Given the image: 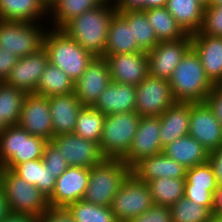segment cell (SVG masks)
I'll use <instances>...</instances> for the list:
<instances>
[{"mask_svg": "<svg viewBox=\"0 0 222 222\" xmlns=\"http://www.w3.org/2000/svg\"><path fill=\"white\" fill-rule=\"evenodd\" d=\"M116 12L114 3L106 1L70 20L61 30L94 56L103 57L110 21Z\"/></svg>", "mask_w": 222, "mask_h": 222, "instance_id": "1", "label": "cell"}, {"mask_svg": "<svg viewBox=\"0 0 222 222\" xmlns=\"http://www.w3.org/2000/svg\"><path fill=\"white\" fill-rule=\"evenodd\" d=\"M175 102H205L214 88L200 58L191 47L168 80Z\"/></svg>", "mask_w": 222, "mask_h": 222, "instance_id": "2", "label": "cell"}, {"mask_svg": "<svg viewBox=\"0 0 222 222\" xmlns=\"http://www.w3.org/2000/svg\"><path fill=\"white\" fill-rule=\"evenodd\" d=\"M43 47L48 54L49 63L57 66L73 81H77L95 57L70 38L63 30L49 27Z\"/></svg>", "mask_w": 222, "mask_h": 222, "instance_id": "3", "label": "cell"}, {"mask_svg": "<svg viewBox=\"0 0 222 222\" xmlns=\"http://www.w3.org/2000/svg\"><path fill=\"white\" fill-rule=\"evenodd\" d=\"M0 187L9 213L38 218L50 207L48 198L35 185L29 184L10 169L1 168Z\"/></svg>", "mask_w": 222, "mask_h": 222, "instance_id": "4", "label": "cell"}, {"mask_svg": "<svg viewBox=\"0 0 222 222\" xmlns=\"http://www.w3.org/2000/svg\"><path fill=\"white\" fill-rule=\"evenodd\" d=\"M131 169L122 159H104L89 169V180L83 200L110 207L117 190Z\"/></svg>", "mask_w": 222, "mask_h": 222, "instance_id": "5", "label": "cell"}, {"mask_svg": "<svg viewBox=\"0 0 222 222\" xmlns=\"http://www.w3.org/2000/svg\"><path fill=\"white\" fill-rule=\"evenodd\" d=\"M47 142L19 125L7 126L0 134V167L13 170L24 162L42 159Z\"/></svg>", "mask_w": 222, "mask_h": 222, "instance_id": "6", "label": "cell"}, {"mask_svg": "<svg viewBox=\"0 0 222 222\" xmlns=\"http://www.w3.org/2000/svg\"><path fill=\"white\" fill-rule=\"evenodd\" d=\"M140 118L136 111L106 115L99 142L105 159H123L126 156L138 130Z\"/></svg>", "mask_w": 222, "mask_h": 222, "instance_id": "7", "label": "cell"}, {"mask_svg": "<svg viewBox=\"0 0 222 222\" xmlns=\"http://www.w3.org/2000/svg\"><path fill=\"white\" fill-rule=\"evenodd\" d=\"M47 25L0 20V47L18 58L37 52L43 47L44 35L49 28Z\"/></svg>", "mask_w": 222, "mask_h": 222, "instance_id": "8", "label": "cell"}, {"mask_svg": "<svg viewBox=\"0 0 222 222\" xmlns=\"http://www.w3.org/2000/svg\"><path fill=\"white\" fill-rule=\"evenodd\" d=\"M152 205L149 186L130 172L117 190L110 207L118 222H129Z\"/></svg>", "mask_w": 222, "mask_h": 222, "instance_id": "9", "label": "cell"}, {"mask_svg": "<svg viewBox=\"0 0 222 222\" xmlns=\"http://www.w3.org/2000/svg\"><path fill=\"white\" fill-rule=\"evenodd\" d=\"M174 102L168 80L148 75L136 86L135 111L140 117L160 116Z\"/></svg>", "mask_w": 222, "mask_h": 222, "instance_id": "10", "label": "cell"}, {"mask_svg": "<svg viewBox=\"0 0 222 222\" xmlns=\"http://www.w3.org/2000/svg\"><path fill=\"white\" fill-rule=\"evenodd\" d=\"M192 47L191 35L176 41H160L147 52L149 75L169 80L183 56Z\"/></svg>", "mask_w": 222, "mask_h": 222, "instance_id": "11", "label": "cell"}, {"mask_svg": "<svg viewBox=\"0 0 222 222\" xmlns=\"http://www.w3.org/2000/svg\"><path fill=\"white\" fill-rule=\"evenodd\" d=\"M188 135L195 138L209 153L222 146V126L206 101L191 102Z\"/></svg>", "mask_w": 222, "mask_h": 222, "instance_id": "12", "label": "cell"}, {"mask_svg": "<svg viewBox=\"0 0 222 222\" xmlns=\"http://www.w3.org/2000/svg\"><path fill=\"white\" fill-rule=\"evenodd\" d=\"M50 141L63 154L69 166L90 169L105 159L99 144L73 133L54 136Z\"/></svg>", "mask_w": 222, "mask_h": 222, "instance_id": "13", "label": "cell"}, {"mask_svg": "<svg viewBox=\"0 0 222 222\" xmlns=\"http://www.w3.org/2000/svg\"><path fill=\"white\" fill-rule=\"evenodd\" d=\"M110 82L106 58L95 56L80 78L74 82V92L83 106H93Z\"/></svg>", "mask_w": 222, "mask_h": 222, "instance_id": "14", "label": "cell"}, {"mask_svg": "<svg viewBox=\"0 0 222 222\" xmlns=\"http://www.w3.org/2000/svg\"><path fill=\"white\" fill-rule=\"evenodd\" d=\"M18 125L30 135L50 141L54 134L48 97L36 93L27 94Z\"/></svg>", "mask_w": 222, "mask_h": 222, "instance_id": "15", "label": "cell"}, {"mask_svg": "<svg viewBox=\"0 0 222 222\" xmlns=\"http://www.w3.org/2000/svg\"><path fill=\"white\" fill-rule=\"evenodd\" d=\"M162 152L163 149L160 141V117H141L132 145L122 160L131 169L143 158L157 155Z\"/></svg>", "mask_w": 222, "mask_h": 222, "instance_id": "16", "label": "cell"}, {"mask_svg": "<svg viewBox=\"0 0 222 222\" xmlns=\"http://www.w3.org/2000/svg\"><path fill=\"white\" fill-rule=\"evenodd\" d=\"M48 62V54L44 47L28 56L21 57L11 69L5 83L26 94L35 93Z\"/></svg>", "mask_w": 222, "mask_h": 222, "instance_id": "17", "label": "cell"}, {"mask_svg": "<svg viewBox=\"0 0 222 222\" xmlns=\"http://www.w3.org/2000/svg\"><path fill=\"white\" fill-rule=\"evenodd\" d=\"M89 180V169L69 166L58 178L52 196L48 199L50 207H67L82 200Z\"/></svg>", "mask_w": 222, "mask_h": 222, "instance_id": "18", "label": "cell"}, {"mask_svg": "<svg viewBox=\"0 0 222 222\" xmlns=\"http://www.w3.org/2000/svg\"><path fill=\"white\" fill-rule=\"evenodd\" d=\"M112 82L137 86L149 75L147 52L106 57Z\"/></svg>", "mask_w": 222, "mask_h": 222, "instance_id": "19", "label": "cell"}, {"mask_svg": "<svg viewBox=\"0 0 222 222\" xmlns=\"http://www.w3.org/2000/svg\"><path fill=\"white\" fill-rule=\"evenodd\" d=\"M191 39L206 76L214 85H222V37L191 35Z\"/></svg>", "mask_w": 222, "mask_h": 222, "instance_id": "20", "label": "cell"}, {"mask_svg": "<svg viewBox=\"0 0 222 222\" xmlns=\"http://www.w3.org/2000/svg\"><path fill=\"white\" fill-rule=\"evenodd\" d=\"M54 136L72 134L77 116L84 107L76 93L48 97Z\"/></svg>", "mask_w": 222, "mask_h": 222, "instance_id": "21", "label": "cell"}, {"mask_svg": "<svg viewBox=\"0 0 222 222\" xmlns=\"http://www.w3.org/2000/svg\"><path fill=\"white\" fill-rule=\"evenodd\" d=\"M92 107L104 115L134 112L136 86L111 81Z\"/></svg>", "mask_w": 222, "mask_h": 222, "instance_id": "22", "label": "cell"}, {"mask_svg": "<svg viewBox=\"0 0 222 222\" xmlns=\"http://www.w3.org/2000/svg\"><path fill=\"white\" fill-rule=\"evenodd\" d=\"M186 170L163 152L143 158L131 168V172L145 183L159 178H185Z\"/></svg>", "mask_w": 222, "mask_h": 222, "instance_id": "23", "label": "cell"}, {"mask_svg": "<svg viewBox=\"0 0 222 222\" xmlns=\"http://www.w3.org/2000/svg\"><path fill=\"white\" fill-rule=\"evenodd\" d=\"M191 102H174L160 117L162 149L189 133Z\"/></svg>", "mask_w": 222, "mask_h": 222, "instance_id": "24", "label": "cell"}, {"mask_svg": "<svg viewBox=\"0 0 222 222\" xmlns=\"http://www.w3.org/2000/svg\"><path fill=\"white\" fill-rule=\"evenodd\" d=\"M44 18L48 19V7L42 0H0V20L2 21L43 24Z\"/></svg>", "mask_w": 222, "mask_h": 222, "instance_id": "25", "label": "cell"}, {"mask_svg": "<svg viewBox=\"0 0 222 222\" xmlns=\"http://www.w3.org/2000/svg\"><path fill=\"white\" fill-rule=\"evenodd\" d=\"M163 153L187 169L208 162L210 155L202 144L189 135L165 146Z\"/></svg>", "mask_w": 222, "mask_h": 222, "instance_id": "26", "label": "cell"}, {"mask_svg": "<svg viewBox=\"0 0 222 222\" xmlns=\"http://www.w3.org/2000/svg\"><path fill=\"white\" fill-rule=\"evenodd\" d=\"M144 52L133 39L132 26L116 12L109 25L108 38L103 57L116 54Z\"/></svg>", "mask_w": 222, "mask_h": 222, "instance_id": "27", "label": "cell"}, {"mask_svg": "<svg viewBox=\"0 0 222 222\" xmlns=\"http://www.w3.org/2000/svg\"><path fill=\"white\" fill-rule=\"evenodd\" d=\"M165 7L186 34L200 31L205 7L198 0H167Z\"/></svg>", "mask_w": 222, "mask_h": 222, "instance_id": "28", "label": "cell"}, {"mask_svg": "<svg viewBox=\"0 0 222 222\" xmlns=\"http://www.w3.org/2000/svg\"><path fill=\"white\" fill-rule=\"evenodd\" d=\"M105 2L106 0H54L48 7V17L52 23L50 26L62 29L70 20Z\"/></svg>", "mask_w": 222, "mask_h": 222, "instance_id": "29", "label": "cell"}, {"mask_svg": "<svg viewBox=\"0 0 222 222\" xmlns=\"http://www.w3.org/2000/svg\"><path fill=\"white\" fill-rule=\"evenodd\" d=\"M12 171L29 184L35 185L48 199L52 196L56 179L46 169L42 159L19 164Z\"/></svg>", "mask_w": 222, "mask_h": 222, "instance_id": "30", "label": "cell"}, {"mask_svg": "<svg viewBox=\"0 0 222 222\" xmlns=\"http://www.w3.org/2000/svg\"><path fill=\"white\" fill-rule=\"evenodd\" d=\"M144 12L159 42L176 41L187 35L166 7L151 8Z\"/></svg>", "mask_w": 222, "mask_h": 222, "instance_id": "31", "label": "cell"}, {"mask_svg": "<svg viewBox=\"0 0 222 222\" xmlns=\"http://www.w3.org/2000/svg\"><path fill=\"white\" fill-rule=\"evenodd\" d=\"M72 92H74V82L60 68L48 62L40 77L35 93L50 97L66 95Z\"/></svg>", "mask_w": 222, "mask_h": 222, "instance_id": "32", "label": "cell"}, {"mask_svg": "<svg viewBox=\"0 0 222 222\" xmlns=\"http://www.w3.org/2000/svg\"><path fill=\"white\" fill-rule=\"evenodd\" d=\"M153 204L171 207L184 198L185 178H159L147 183Z\"/></svg>", "mask_w": 222, "mask_h": 222, "instance_id": "33", "label": "cell"}, {"mask_svg": "<svg viewBox=\"0 0 222 222\" xmlns=\"http://www.w3.org/2000/svg\"><path fill=\"white\" fill-rule=\"evenodd\" d=\"M118 13L132 26L133 39L137 46L144 52L152 50L159 41L148 22L146 13L143 10Z\"/></svg>", "mask_w": 222, "mask_h": 222, "instance_id": "34", "label": "cell"}, {"mask_svg": "<svg viewBox=\"0 0 222 222\" xmlns=\"http://www.w3.org/2000/svg\"><path fill=\"white\" fill-rule=\"evenodd\" d=\"M15 87L0 82V118L7 125H18L25 96Z\"/></svg>", "mask_w": 222, "mask_h": 222, "instance_id": "35", "label": "cell"}, {"mask_svg": "<svg viewBox=\"0 0 222 222\" xmlns=\"http://www.w3.org/2000/svg\"><path fill=\"white\" fill-rule=\"evenodd\" d=\"M106 115L92 106H84L77 116L73 134L99 144Z\"/></svg>", "mask_w": 222, "mask_h": 222, "instance_id": "36", "label": "cell"}, {"mask_svg": "<svg viewBox=\"0 0 222 222\" xmlns=\"http://www.w3.org/2000/svg\"><path fill=\"white\" fill-rule=\"evenodd\" d=\"M66 208L76 222H118L111 207L89 203L83 199L69 204Z\"/></svg>", "mask_w": 222, "mask_h": 222, "instance_id": "37", "label": "cell"}, {"mask_svg": "<svg viewBox=\"0 0 222 222\" xmlns=\"http://www.w3.org/2000/svg\"><path fill=\"white\" fill-rule=\"evenodd\" d=\"M172 222H208L213 214L204 207L188 199L181 198L170 207Z\"/></svg>", "mask_w": 222, "mask_h": 222, "instance_id": "38", "label": "cell"}, {"mask_svg": "<svg viewBox=\"0 0 222 222\" xmlns=\"http://www.w3.org/2000/svg\"><path fill=\"white\" fill-rule=\"evenodd\" d=\"M185 185L192 188H206L217 190V179L212 165L208 162L186 170Z\"/></svg>", "mask_w": 222, "mask_h": 222, "instance_id": "39", "label": "cell"}, {"mask_svg": "<svg viewBox=\"0 0 222 222\" xmlns=\"http://www.w3.org/2000/svg\"><path fill=\"white\" fill-rule=\"evenodd\" d=\"M192 35L222 37V6L205 7L202 27L199 32Z\"/></svg>", "mask_w": 222, "mask_h": 222, "instance_id": "40", "label": "cell"}, {"mask_svg": "<svg viewBox=\"0 0 222 222\" xmlns=\"http://www.w3.org/2000/svg\"><path fill=\"white\" fill-rule=\"evenodd\" d=\"M42 160L46 169H49L55 179L69 167L67 161L63 158V154L51 141L46 143Z\"/></svg>", "mask_w": 222, "mask_h": 222, "instance_id": "41", "label": "cell"}, {"mask_svg": "<svg viewBox=\"0 0 222 222\" xmlns=\"http://www.w3.org/2000/svg\"><path fill=\"white\" fill-rule=\"evenodd\" d=\"M216 190H207L206 188H192V185H185L184 197L204 207H208L211 211L214 208V196Z\"/></svg>", "mask_w": 222, "mask_h": 222, "instance_id": "42", "label": "cell"}, {"mask_svg": "<svg viewBox=\"0 0 222 222\" xmlns=\"http://www.w3.org/2000/svg\"><path fill=\"white\" fill-rule=\"evenodd\" d=\"M129 222H172L170 207L153 204L146 212Z\"/></svg>", "mask_w": 222, "mask_h": 222, "instance_id": "43", "label": "cell"}, {"mask_svg": "<svg viewBox=\"0 0 222 222\" xmlns=\"http://www.w3.org/2000/svg\"><path fill=\"white\" fill-rule=\"evenodd\" d=\"M36 222H76L65 207H49Z\"/></svg>", "mask_w": 222, "mask_h": 222, "instance_id": "44", "label": "cell"}, {"mask_svg": "<svg viewBox=\"0 0 222 222\" xmlns=\"http://www.w3.org/2000/svg\"><path fill=\"white\" fill-rule=\"evenodd\" d=\"M222 126V85H215L206 99Z\"/></svg>", "mask_w": 222, "mask_h": 222, "instance_id": "45", "label": "cell"}, {"mask_svg": "<svg viewBox=\"0 0 222 222\" xmlns=\"http://www.w3.org/2000/svg\"><path fill=\"white\" fill-rule=\"evenodd\" d=\"M18 57L0 47V82H5L11 69L18 61Z\"/></svg>", "mask_w": 222, "mask_h": 222, "instance_id": "46", "label": "cell"}, {"mask_svg": "<svg viewBox=\"0 0 222 222\" xmlns=\"http://www.w3.org/2000/svg\"><path fill=\"white\" fill-rule=\"evenodd\" d=\"M114 7L117 12L146 10V0H116Z\"/></svg>", "mask_w": 222, "mask_h": 222, "instance_id": "47", "label": "cell"}, {"mask_svg": "<svg viewBox=\"0 0 222 222\" xmlns=\"http://www.w3.org/2000/svg\"><path fill=\"white\" fill-rule=\"evenodd\" d=\"M209 163L213 167L218 182L220 179H222V146L210 153Z\"/></svg>", "mask_w": 222, "mask_h": 222, "instance_id": "48", "label": "cell"}, {"mask_svg": "<svg viewBox=\"0 0 222 222\" xmlns=\"http://www.w3.org/2000/svg\"><path fill=\"white\" fill-rule=\"evenodd\" d=\"M37 218L29 215L9 213L1 222H36Z\"/></svg>", "mask_w": 222, "mask_h": 222, "instance_id": "49", "label": "cell"}, {"mask_svg": "<svg viewBox=\"0 0 222 222\" xmlns=\"http://www.w3.org/2000/svg\"><path fill=\"white\" fill-rule=\"evenodd\" d=\"M213 214L222 217V192H215Z\"/></svg>", "mask_w": 222, "mask_h": 222, "instance_id": "50", "label": "cell"}, {"mask_svg": "<svg viewBox=\"0 0 222 222\" xmlns=\"http://www.w3.org/2000/svg\"><path fill=\"white\" fill-rule=\"evenodd\" d=\"M9 214L8 206L0 187V222Z\"/></svg>", "mask_w": 222, "mask_h": 222, "instance_id": "51", "label": "cell"}, {"mask_svg": "<svg viewBox=\"0 0 222 222\" xmlns=\"http://www.w3.org/2000/svg\"><path fill=\"white\" fill-rule=\"evenodd\" d=\"M167 0H146V10L157 7H165Z\"/></svg>", "mask_w": 222, "mask_h": 222, "instance_id": "52", "label": "cell"}, {"mask_svg": "<svg viewBox=\"0 0 222 222\" xmlns=\"http://www.w3.org/2000/svg\"><path fill=\"white\" fill-rule=\"evenodd\" d=\"M208 222H222V217L212 214L208 219Z\"/></svg>", "mask_w": 222, "mask_h": 222, "instance_id": "53", "label": "cell"}, {"mask_svg": "<svg viewBox=\"0 0 222 222\" xmlns=\"http://www.w3.org/2000/svg\"><path fill=\"white\" fill-rule=\"evenodd\" d=\"M209 6H222V0H211Z\"/></svg>", "mask_w": 222, "mask_h": 222, "instance_id": "54", "label": "cell"}, {"mask_svg": "<svg viewBox=\"0 0 222 222\" xmlns=\"http://www.w3.org/2000/svg\"><path fill=\"white\" fill-rule=\"evenodd\" d=\"M7 125L0 118V134L5 130Z\"/></svg>", "mask_w": 222, "mask_h": 222, "instance_id": "55", "label": "cell"}, {"mask_svg": "<svg viewBox=\"0 0 222 222\" xmlns=\"http://www.w3.org/2000/svg\"><path fill=\"white\" fill-rule=\"evenodd\" d=\"M216 192H222V179L217 182V190Z\"/></svg>", "mask_w": 222, "mask_h": 222, "instance_id": "56", "label": "cell"}, {"mask_svg": "<svg viewBox=\"0 0 222 222\" xmlns=\"http://www.w3.org/2000/svg\"><path fill=\"white\" fill-rule=\"evenodd\" d=\"M204 7H207L210 5L211 0H198Z\"/></svg>", "mask_w": 222, "mask_h": 222, "instance_id": "57", "label": "cell"}, {"mask_svg": "<svg viewBox=\"0 0 222 222\" xmlns=\"http://www.w3.org/2000/svg\"><path fill=\"white\" fill-rule=\"evenodd\" d=\"M43 1V3L47 6V7H49V5L54 1V0H42Z\"/></svg>", "mask_w": 222, "mask_h": 222, "instance_id": "58", "label": "cell"}, {"mask_svg": "<svg viewBox=\"0 0 222 222\" xmlns=\"http://www.w3.org/2000/svg\"><path fill=\"white\" fill-rule=\"evenodd\" d=\"M106 1H109V2H113V3H114L116 0H106Z\"/></svg>", "mask_w": 222, "mask_h": 222, "instance_id": "59", "label": "cell"}]
</instances>
